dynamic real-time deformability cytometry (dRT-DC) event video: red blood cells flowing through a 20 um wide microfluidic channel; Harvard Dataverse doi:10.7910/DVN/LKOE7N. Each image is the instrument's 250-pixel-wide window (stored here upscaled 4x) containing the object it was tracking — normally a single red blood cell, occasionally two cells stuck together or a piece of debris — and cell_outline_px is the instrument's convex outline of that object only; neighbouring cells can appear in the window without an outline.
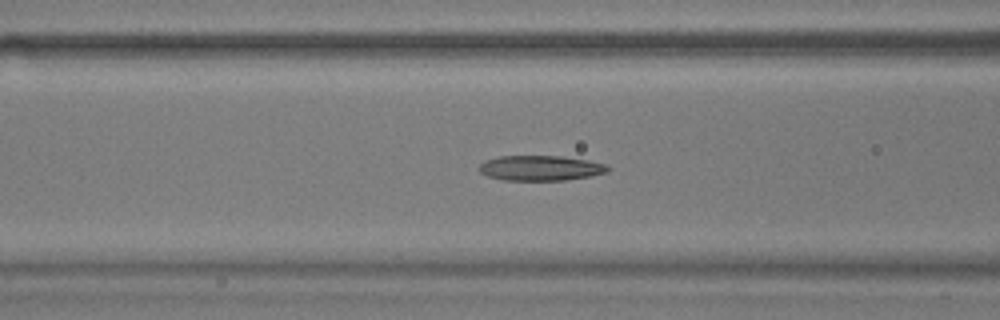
{"species": "common noctule bat (a hibernating species)", "species_latin": "Nyctalus noctula", "temperature_condition": "warm", "stored_images_in_passage": 54, "camera_frame_rate_fps": 3000, "um_per_image_px": 0.085, "animal": {"sex": "male", "body_mass_g": 17.9}, "frame": {"image": 1, "passage_image": 21, "time_ms": 6.667, "image_size_px": [1000, 320], "cell_outline_px": [[612, 168], [608, 172], [588, 176], [564, 180], [504, 180], [488, 176], [480, 172], [480, 164], [484, 160], [500, 156], [560, 156], [588, 160], [608, 164]], "centroid_in_image_um": [45.98, 14.28], "position_along_channel_um": 120.6, "area_um2": 18.84}}
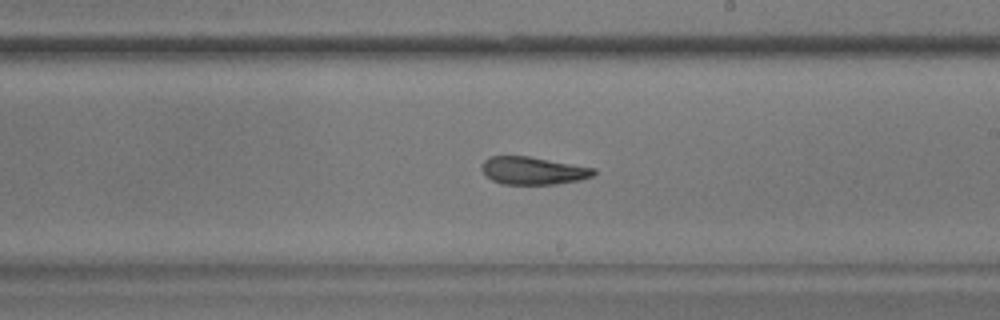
{"frame": {"image": 2, "passage_image": 31, "time_ms": 10.0, "image_size_px": [1000, 320], "cell_outline_px": [[596, 172], [592, 176], [580, 180], [556, 184], [500, 184], [492, 180], [480, 168], [480, 164], [488, 156], [528, 156], [596, 168]], "centroid_in_image_um": [45.29, 14.5], "position_along_channel_um": 243.7, "area_um2": 18.15}}
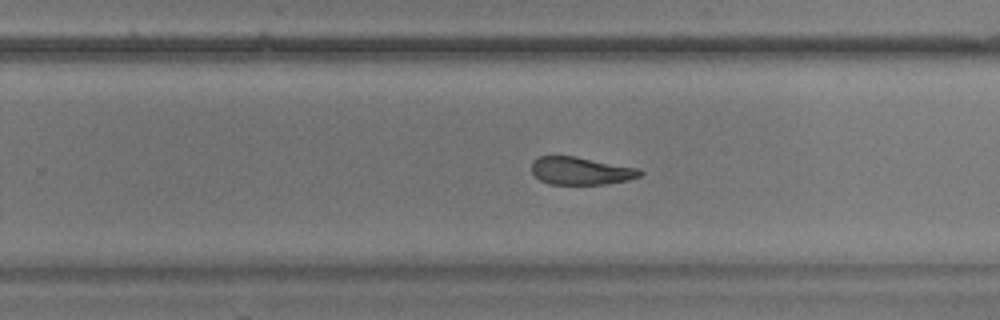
{"frame": {"image": 3, "passage_image": 34, "time_ms": 11.0, "image_size_px": [1000, 320], "cell_outline_px": [[644, 172], [640, 176], [628, 180], [604, 184], [548, 184], [540, 180], [532, 172], [532, 160], [540, 156], [576, 156], [640, 168]], "centroid_in_image_um": [49.39, 14.51], "position_along_channel_um": 280.4, "area_um2": 17.63}, "authors_computed_cell_mechanics": {"area_um2": 19.8832, "velocity_mm_per_s": 3.694, "shape_relaxation_time_tau1_ms": 10.0554, "shape_relaxation_time_tau2_ms": 3.5184, "deformation_change_tau1": 0.239, "deformation_change_tau2": 0.1119}}